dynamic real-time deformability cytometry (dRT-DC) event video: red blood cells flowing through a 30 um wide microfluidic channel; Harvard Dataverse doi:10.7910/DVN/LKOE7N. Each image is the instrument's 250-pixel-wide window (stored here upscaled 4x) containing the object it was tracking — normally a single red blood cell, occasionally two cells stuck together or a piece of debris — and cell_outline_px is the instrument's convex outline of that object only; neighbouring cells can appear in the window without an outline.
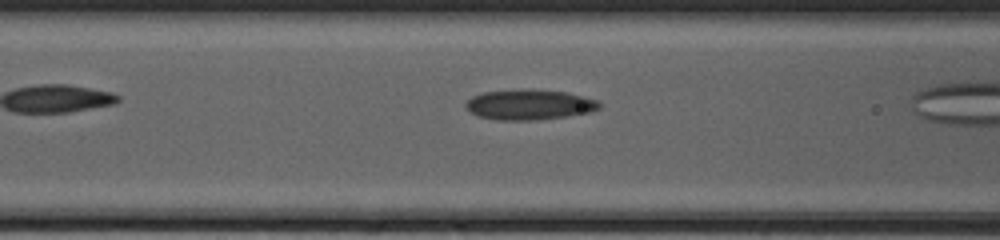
{"species": "common noctule bat (a hibernating species)", "species_latin": "Nyctalus noctula", "temperature_condition": "cold", "stored_images_in_passage": 26, "camera_frame_rate_fps": 3000, "um_per_image_px": 0.085, "animal": {"sex": "female", "body_mass_g": 20.0, "forearm_length_mm": 54.0}, "frame": {"image": 1, "passage_image": 5, "time_ms": 1.333, "image_size_px": [1000, 240], "cell_outline_px": [[600, 108], [588, 112], [564, 116], [532, 120], [496, 120], [480, 116], [472, 112], [464, 104], [472, 96], [484, 92], [564, 92], [584, 96], [596, 100], [600, 104]], "centroid_in_image_um": [44.99, 8.94], "position_along_channel_um": 121.6, "area_um2": 22.14}}